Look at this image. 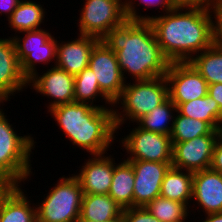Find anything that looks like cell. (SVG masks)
<instances>
[{
  "label": "cell",
  "instance_id": "34",
  "mask_svg": "<svg viewBox=\"0 0 222 222\" xmlns=\"http://www.w3.org/2000/svg\"><path fill=\"white\" fill-rule=\"evenodd\" d=\"M210 168L222 173V131H220L214 145L213 159Z\"/></svg>",
  "mask_w": 222,
  "mask_h": 222
},
{
  "label": "cell",
  "instance_id": "30",
  "mask_svg": "<svg viewBox=\"0 0 222 222\" xmlns=\"http://www.w3.org/2000/svg\"><path fill=\"white\" fill-rule=\"evenodd\" d=\"M123 2H124V12H125L126 18L129 20H136V21H149L151 19L150 15L149 16L146 14L142 15L139 11H137L140 9L137 7H139L141 5L143 6L145 4L143 8L146 10L148 9V7H150V8L157 7L156 10L161 7L160 9L163 11V13H167L175 8V6L171 2V0H139V1H137V0H123Z\"/></svg>",
  "mask_w": 222,
  "mask_h": 222
},
{
  "label": "cell",
  "instance_id": "12",
  "mask_svg": "<svg viewBox=\"0 0 222 222\" xmlns=\"http://www.w3.org/2000/svg\"><path fill=\"white\" fill-rule=\"evenodd\" d=\"M134 170L133 207H145L160 196L161 184L172 163L127 160Z\"/></svg>",
  "mask_w": 222,
  "mask_h": 222
},
{
  "label": "cell",
  "instance_id": "1",
  "mask_svg": "<svg viewBox=\"0 0 222 222\" xmlns=\"http://www.w3.org/2000/svg\"><path fill=\"white\" fill-rule=\"evenodd\" d=\"M163 54L172 62H189L213 45L211 5L175 7L148 21Z\"/></svg>",
  "mask_w": 222,
  "mask_h": 222
},
{
  "label": "cell",
  "instance_id": "23",
  "mask_svg": "<svg viewBox=\"0 0 222 222\" xmlns=\"http://www.w3.org/2000/svg\"><path fill=\"white\" fill-rule=\"evenodd\" d=\"M43 6L35 1L22 0L7 19L8 27L15 32L14 35L16 33L40 29L47 13Z\"/></svg>",
  "mask_w": 222,
  "mask_h": 222
},
{
  "label": "cell",
  "instance_id": "18",
  "mask_svg": "<svg viewBox=\"0 0 222 222\" xmlns=\"http://www.w3.org/2000/svg\"><path fill=\"white\" fill-rule=\"evenodd\" d=\"M25 192L21 185H16L2 200L0 222H37L36 204L32 203Z\"/></svg>",
  "mask_w": 222,
  "mask_h": 222
},
{
  "label": "cell",
  "instance_id": "4",
  "mask_svg": "<svg viewBox=\"0 0 222 222\" xmlns=\"http://www.w3.org/2000/svg\"><path fill=\"white\" fill-rule=\"evenodd\" d=\"M168 97V83L165 76L135 80L133 83L126 82L121 96L113 105L115 107L113 108L114 123L117 133H119V129L121 131L123 124H127L129 120L133 124L136 123L144 115L162 104Z\"/></svg>",
  "mask_w": 222,
  "mask_h": 222
},
{
  "label": "cell",
  "instance_id": "29",
  "mask_svg": "<svg viewBox=\"0 0 222 222\" xmlns=\"http://www.w3.org/2000/svg\"><path fill=\"white\" fill-rule=\"evenodd\" d=\"M146 209L161 222H185L188 220L189 207L185 203H180L174 200L156 197L149 202Z\"/></svg>",
  "mask_w": 222,
  "mask_h": 222
},
{
  "label": "cell",
  "instance_id": "3",
  "mask_svg": "<svg viewBox=\"0 0 222 222\" xmlns=\"http://www.w3.org/2000/svg\"><path fill=\"white\" fill-rule=\"evenodd\" d=\"M47 112L55 118L64 136L91 156L108 154V148L116 140L113 108L72 102L57 105Z\"/></svg>",
  "mask_w": 222,
  "mask_h": 222
},
{
  "label": "cell",
  "instance_id": "16",
  "mask_svg": "<svg viewBox=\"0 0 222 222\" xmlns=\"http://www.w3.org/2000/svg\"><path fill=\"white\" fill-rule=\"evenodd\" d=\"M192 199L206 214L222 212V173L211 168L193 172Z\"/></svg>",
  "mask_w": 222,
  "mask_h": 222
},
{
  "label": "cell",
  "instance_id": "27",
  "mask_svg": "<svg viewBox=\"0 0 222 222\" xmlns=\"http://www.w3.org/2000/svg\"><path fill=\"white\" fill-rule=\"evenodd\" d=\"M222 130H214L207 122L186 117L176 111L173 130L170 135L172 143L185 142L202 135H219Z\"/></svg>",
  "mask_w": 222,
  "mask_h": 222
},
{
  "label": "cell",
  "instance_id": "39",
  "mask_svg": "<svg viewBox=\"0 0 222 222\" xmlns=\"http://www.w3.org/2000/svg\"><path fill=\"white\" fill-rule=\"evenodd\" d=\"M202 220V222H222V212L206 214V217Z\"/></svg>",
  "mask_w": 222,
  "mask_h": 222
},
{
  "label": "cell",
  "instance_id": "35",
  "mask_svg": "<svg viewBox=\"0 0 222 222\" xmlns=\"http://www.w3.org/2000/svg\"><path fill=\"white\" fill-rule=\"evenodd\" d=\"M15 186L16 184L11 179L0 173V203Z\"/></svg>",
  "mask_w": 222,
  "mask_h": 222
},
{
  "label": "cell",
  "instance_id": "14",
  "mask_svg": "<svg viewBox=\"0 0 222 222\" xmlns=\"http://www.w3.org/2000/svg\"><path fill=\"white\" fill-rule=\"evenodd\" d=\"M27 87L12 37L0 38V102L10 101L11 96Z\"/></svg>",
  "mask_w": 222,
  "mask_h": 222
},
{
  "label": "cell",
  "instance_id": "22",
  "mask_svg": "<svg viewBox=\"0 0 222 222\" xmlns=\"http://www.w3.org/2000/svg\"><path fill=\"white\" fill-rule=\"evenodd\" d=\"M177 111L186 117L207 122L214 130H222V110L208 94L202 98L181 103Z\"/></svg>",
  "mask_w": 222,
  "mask_h": 222
},
{
  "label": "cell",
  "instance_id": "24",
  "mask_svg": "<svg viewBox=\"0 0 222 222\" xmlns=\"http://www.w3.org/2000/svg\"><path fill=\"white\" fill-rule=\"evenodd\" d=\"M104 100L105 105H97L96 99ZM74 100L79 103H88L99 108H113L114 103L100 90L94 72L88 66L79 74L75 75ZM109 107H107V105ZM111 105V106H110Z\"/></svg>",
  "mask_w": 222,
  "mask_h": 222
},
{
  "label": "cell",
  "instance_id": "5",
  "mask_svg": "<svg viewBox=\"0 0 222 222\" xmlns=\"http://www.w3.org/2000/svg\"><path fill=\"white\" fill-rule=\"evenodd\" d=\"M1 105H4L3 102H0ZM5 113L0 108V173L16 185H22L33 174L30 155L37 142L32 134L20 136Z\"/></svg>",
  "mask_w": 222,
  "mask_h": 222
},
{
  "label": "cell",
  "instance_id": "33",
  "mask_svg": "<svg viewBox=\"0 0 222 222\" xmlns=\"http://www.w3.org/2000/svg\"><path fill=\"white\" fill-rule=\"evenodd\" d=\"M211 10L213 17V44L222 47V0L213 2Z\"/></svg>",
  "mask_w": 222,
  "mask_h": 222
},
{
  "label": "cell",
  "instance_id": "19",
  "mask_svg": "<svg viewBox=\"0 0 222 222\" xmlns=\"http://www.w3.org/2000/svg\"><path fill=\"white\" fill-rule=\"evenodd\" d=\"M80 216L97 222L123 220V209L108 194H84Z\"/></svg>",
  "mask_w": 222,
  "mask_h": 222
},
{
  "label": "cell",
  "instance_id": "40",
  "mask_svg": "<svg viewBox=\"0 0 222 222\" xmlns=\"http://www.w3.org/2000/svg\"><path fill=\"white\" fill-rule=\"evenodd\" d=\"M76 222H97V221H92V220H89V219H85V218H82L81 216L77 219ZM104 222H123V220H107V221H104Z\"/></svg>",
  "mask_w": 222,
  "mask_h": 222
},
{
  "label": "cell",
  "instance_id": "8",
  "mask_svg": "<svg viewBox=\"0 0 222 222\" xmlns=\"http://www.w3.org/2000/svg\"><path fill=\"white\" fill-rule=\"evenodd\" d=\"M129 131L124 138H120V145L127 153L125 160L172 163L173 146L170 136L143 130L138 125Z\"/></svg>",
  "mask_w": 222,
  "mask_h": 222
},
{
  "label": "cell",
  "instance_id": "2",
  "mask_svg": "<svg viewBox=\"0 0 222 222\" xmlns=\"http://www.w3.org/2000/svg\"><path fill=\"white\" fill-rule=\"evenodd\" d=\"M102 41L116 53L126 82L127 76L133 81L165 76L169 68L170 61L163 54L148 21L126 19L113 27Z\"/></svg>",
  "mask_w": 222,
  "mask_h": 222
},
{
  "label": "cell",
  "instance_id": "6",
  "mask_svg": "<svg viewBox=\"0 0 222 222\" xmlns=\"http://www.w3.org/2000/svg\"><path fill=\"white\" fill-rule=\"evenodd\" d=\"M41 203H36L37 222H76L80 217L83 190L71 174L62 176ZM38 204V205H37Z\"/></svg>",
  "mask_w": 222,
  "mask_h": 222
},
{
  "label": "cell",
  "instance_id": "38",
  "mask_svg": "<svg viewBox=\"0 0 222 222\" xmlns=\"http://www.w3.org/2000/svg\"><path fill=\"white\" fill-rule=\"evenodd\" d=\"M207 94L210 95L222 110V83L208 85Z\"/></svg>",
  "mask_w": 222,
  "mask_h": 222
},
{
  "label": "cell",
  "instance_id": "7",
  "mask_svg": "<svg viewBox=\"0 0 222 222\" xmlns=\"http://www.w3.org/2000/svg\"><path fill=\"white\" fill-rule=\"evenodd\" d=\"M123 0H85L77 26L80 35L102 40L108 32L127 18Z\"/></svg>",
  "mask_w": 222,
  "mask_h": 222
},
{
  "label": "cell",
  "instance_id": "9",
  "mask_svg": "<svg viewBox=\"0 0 222 222\" xmlns=\"http://www.w3.org/2000/svg\"><path fill=\"white\" fill-rule=\"evenodd\" d=\"M89 67L97 78L100 90L114 103L126 84L116 53L99 40L91 51Z\"/></svg>",
  "mask_w": 222,
  "mask_h": 222
},
{
  "label": "cell",
  "instance_id": "36",
  "mask_svg": "<svg viewBox=\"0 0 222 222\" xmlns=\"http://www.w3.org/2000/svg\"><path fill=\"white\" fill-rule=\"evenodd\" d=\"M22 0H0V14L8 19Z\"/></svg>",
  "mask_w": 222,
  "mask_h": 222
},
{
  "label": "cell",
  "instance_id": "20",
  "mask_svg": "<svg viewBox=\"0 0 222 222\" xmlns=\"http://www.w3.org/2000/svg\"><path fill=\"white\" fill-rule=\"evenodd\" d=\"M192 185L193 172L171 166L162 181L160 196L185 203L190 208V203H192L193 200Z\"/></svg>",
  "mask_w": 222,
  "mask_h": 222
},
{
  "label": "cell",
  "instance_id": "21",
  "mask_svg": "<svg viewBox=\"0 0 222 222\" xmlns=\"http://www.w3.org/2000/svg\"><path fill=\"white\" fill-rule=\"evenodd\" d=\"M134 170L132 164L127 160L115 163L111 187L108 195L122 207V209L133 207Z\"/></svg>",
  "mask_w": 222,
  "mask_h": 222
},
{
  "label": "cell",
  "instance_id": "32",
  "mask_svg": "<svg viewBox=\"0 0 222 222\" xmlns=\"http://www.w3.org/2000/svg\"><path fill=\"white\" fill-rule=\"evenodd\" d=\"M122 219L123 222H161L143 206L123 209Z\"/></svg>",
  "mask_w": 222,
  "mask_h": 222
},
{
  "label": "cell",
  "instance_id": "10",
  "mask_svg": "<svg viewBox=\"0 0 222 222\" xmlns=\"http://www.w3.org/2000/svg\"><path fill=\"white\" fill-rule=\"evenodd\" d=\"M170 100L178 107L181 103L207 95L206 80L189 62H172L165 74Z\"/></svg>",
  "mask_w": 222,
  "mask_h": 222
},
{
  "label": "cell",
  "instance_id": "26",
  "mask_svg": "<svg viewBox=\"0 0 222 222\" xmlns=\"http://www.w3.org/2000/svg\"><path fill=\"white\" fill-rule=\"evenodd\" d=\"M189 63L206 80L208 85L222 83V47L213 44L193 57Z\"/></svg>",
  "mask_w": 222,
  "mask_h": 222
},
{
  "label": "cell",
  "instance_id": "13",
  "mask_svg": "<svg viewBox=\"0 0 222 222\" xmlns=\"http://www.w3.org/2000/svg\"><path fill=\"white\" fill-rule=\"evenodd\" d=\"M218 135H202L185 142L172 143V167L191 172L209 169Z\"/></svg>",
  "mask_w": 222,
  "mask_h": 222
},
{
  "label": "cell",
  "instance_id": "31",
  "mask_svg": "<svg viewBox=\"0 0 222 222\" xmlns=\"http://www.w3.org/2000/svg\"><path fill=\"white\" fill-rule=\"evenodd\" d=\"M21 34H23L22 37H20V33L15 36L12 34L16 50L47 49V42L53 37L43 28L21 32Z\"/></svg>",
  "mask_w": 222,
  "mask_h": 222
},
{
  "label": "cell",
  "instance_id": "15",
  "mask_svg": "<svg viewBox=\"0 0 222 222\" xmlns=\"http://www.w3.org/2000/svg\"><path fill=\"white\" fill-rule=\"evenodd\" d=\"M89 157L84 161L79 173L73 175L78 179L83 194H108L113 178L115 158L106 154Z\"/></svg>",
  "mask_w": 222,
  "mask_h": 222
},
{
  "label": "cell",
  "instance_id": "37",
  "mask_svg": "<svg viewBox=\"0 0 222 222\" xmlns=\"http://www.w3.org/2000/svg\"><path fill=\"white\" fill-rule=\"evenodd\" d=\"M216 0H171L175 7H199L211 5Z\"/></svg>",
  "mask_w": 222,
  "mask_h": 222
},
{
  "label": "cell",
  "instance_id": "25",
  "mask_svg": "<svg viewBox=\"0 0 222 222\" xmlns=\"http://www.w3.org/2000/svg\"><path fill=\"white\" fill-rule=\"evenodd\" d=\"M177 106L168 97L162 104L144 115L136 123L141 129L170 136Z\"/></svg>",
  "mask_w": 222,
  "mask_h": 222
},
{
  "label": "cell",
  "instance_id": "28",
  "mask_svg": "<svg viewBox=\"0 0 222 222\" xmlns=\"http://www.w3.org/2000/svg\"><path fill=\"white\" fill-rule=\"evenodd\" d=\"M56 52L57 38L55 39L54 36L47 42V49L16 50L21 71L27 80L38 72V69L36 68L37 63H41L42 65H50L52 61H55V66Z\"/></svg>",
  "mask_w": 222,
  "mask_h": 222
},
{
  "label": "cell",
  "instance_id": "17",
  "mask_svg": "<svg viewBox=\"0 0 222 222\" xmlns=\"http://www.w3.org/2000/svg\"><path fill=\"white\" fill-rule=\"evenodd\" d=\"M77 35L79 36L76 39H71V41L57 40L55 64L56 67L74 76L89 66L91 51L99 41V39L92 36L78 33Z\"/></svg>",
  "mask_w": 222,
  "mask_h": 222
},
{
  "label": "cell",
  "instance_id": "11",
  "mask_svg": "<svg viewBox=\"0 0 222 222\" xmlns=\"http://www.w3.org/2000/svg\"><path fill=\"white\" fill-rule=\"evenodd\" d=\"M74 83V75L54 65L47 71L37 72L28 79V86L34 89L36 94L51 98L46 106L49 110L60 104L75 102Z\"/></svg>",
  "mask_w": 222,
  "mask_h": 222
}]
</instances>
